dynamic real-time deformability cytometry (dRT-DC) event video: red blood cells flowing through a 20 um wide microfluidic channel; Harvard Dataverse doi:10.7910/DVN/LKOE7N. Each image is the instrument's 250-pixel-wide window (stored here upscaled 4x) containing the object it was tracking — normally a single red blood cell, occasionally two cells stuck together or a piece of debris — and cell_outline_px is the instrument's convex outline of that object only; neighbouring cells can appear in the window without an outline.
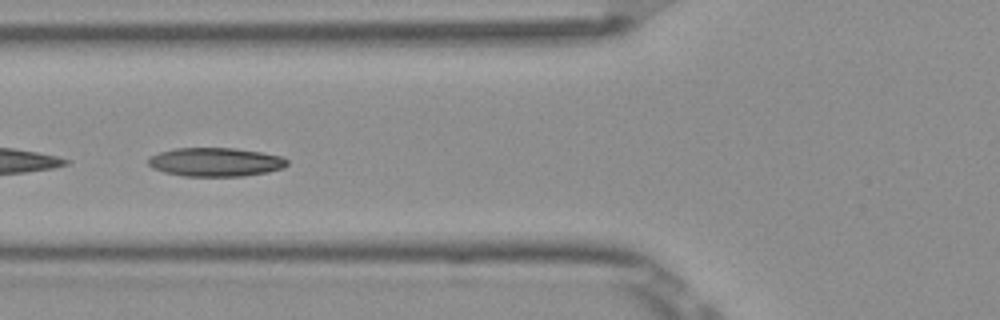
{"species": "Egyptian fruit bat (a non-hibernating species)", "species_latin": "Rousettus aegyptiacus", "temperature_condition": "room temperature", "stored_images_in_passage": 46, "camera_frame_rate_fps": 3000, "um_per_image_px": 0.085, "frame": {"image": 1, "passage_image": 20, "time_ms": 6.333, "image_size_px": [1000, 320], "cell_outline_px": [[288, 164], [284, 168], [268, 172], [244, 176], [184, 176], [164, 172], [152, 168], [148, 164], [148, 160], [152, 156], [160, 152], [176, 148], [232, 148], [260, 152], [280, 156], [288, 160]], "centroid_in_image_um": [18.33, 13.78], "position_along_channel_um": 107.5, "area_um2": 23.18}}
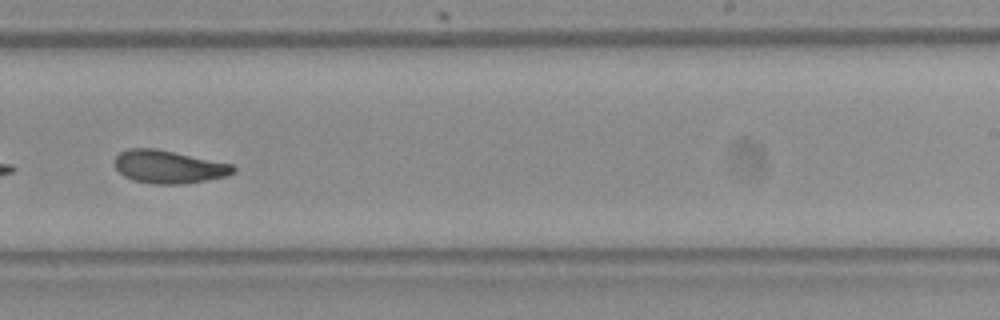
{"frame": {"image": 2, "passage_image": 33, "time_ms": 10.667, "image_size_px": [1000, 320], "cell_outline_px": [[236, 172], [228, 176], [184, 184], [152, 184], [132, 180], [124, 176], [112, 164], [116, 156], [120, 152], [128, 148], [156, 148], [232, 164], [236, 168]], "centroid_in_image_um": [14.32, 14.18], "position_along_channel_um": 274.7, "area_um2": 23.0}, "authors_computed_cell_mechanics": {"area_um2": 23.0044, "velocity_mm_per_s": 3.8635, "shape_relaxation_time_tau1_ms": null, "shape_relaxation_time_tau2_ms": 1.9993, "deformation_change_tau1": null, "deformation_change_tau2": 0.0838}}